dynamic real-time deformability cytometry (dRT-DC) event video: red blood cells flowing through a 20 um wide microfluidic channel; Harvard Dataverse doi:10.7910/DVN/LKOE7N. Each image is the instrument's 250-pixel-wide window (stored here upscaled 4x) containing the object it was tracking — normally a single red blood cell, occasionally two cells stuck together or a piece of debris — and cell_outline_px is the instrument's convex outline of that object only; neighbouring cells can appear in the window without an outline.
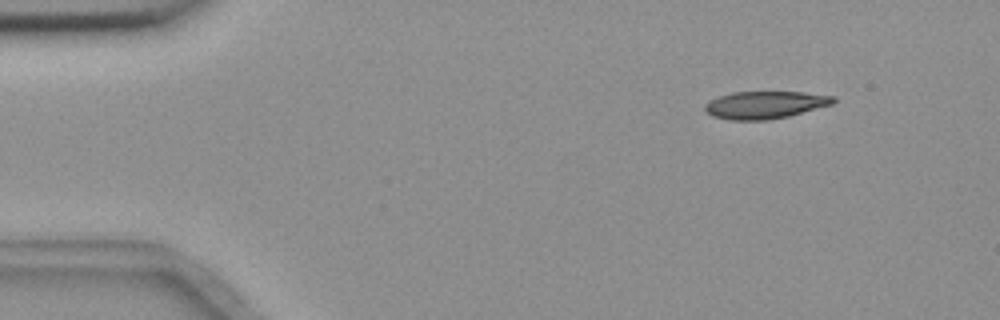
{"species": "common noctule bat (a hibernating species)", "species_latin": "Nyctalus noctula", "temperature_condition": "room temperature", "stored_images_in_passage": 50, "camera_frame_rate_fps": 3000, "um_per_image_px": 0.085, "animal": {"sex": "female", "body_mass_g": 18.4}, "frame": {"image": 1, "passage_image": 1, "time_ms": 0.0, "image_size_px": [1000, 320], "cell_outline_px": [[836, 100], [832, 104], [788, 116], [768, 120], [732, 120], [712, 116], [704, 108], [704, 104], [720, 96], [732, 92], [804, 92], [836, 96]], "centroid_in_image_um": [65.05, 8.91], "position_along_channel_um": 20.0, "area_um2": 20.4}}
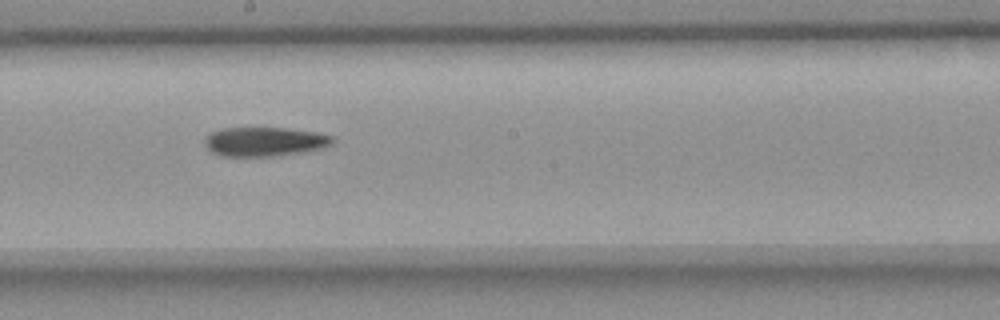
{"frame": {"image": 2, "passage_image": 25, "time_ms": 8.0, "image_size_px": [1000, 320], "cell_outline_px": [[336, 140], [332, 144], [320, 148], [304, 152], [276, 156], [224, 156], [212, 152], [204, 144], [204, 140], [212, 132], [224, 128], [288, 128], [316, 132], [332, 136]], "centroid_in_image_um": [22.52, 12.04], "position_along_channel_um": 225.7, "area_um2": 21.68}}
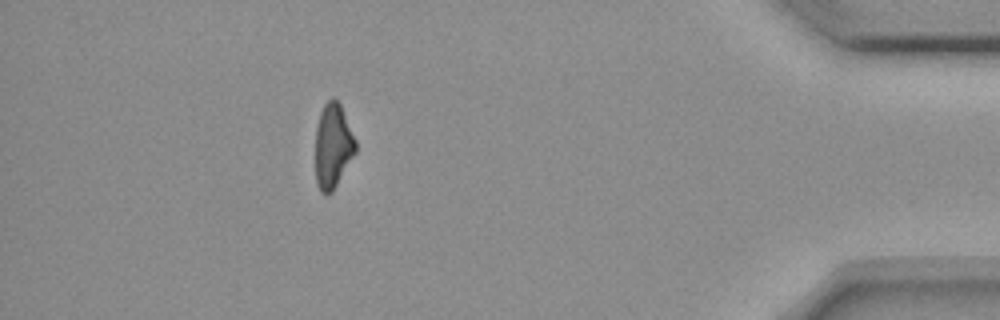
{"frame": {"image": 3, "passage_image": 44, "time_ms": 14.333, "image_size_px": [1000, 320], "cell_outline_px": [[356, 152], [332, 192], [320, 192], [316, 184], [316, 128], [320, 112], [324, 104], [332, 96], [340, 104], [356, 140]], "centroid_in_image_um": [28.29, 12.39], "position_along_channel_um": 406.9, "area_um2": 19.65}, "authors_computed_cell_mechanics": {"area_um2": 21.675, "velocity_mm_per_s": 3.6702, "shape_relaxation_time_tau1_ms": 9.7291, "shape_relaxation_time_tau2_ms": null, "deformation_change_tau1": 0.2117, "deformation_change_tau2": null}}